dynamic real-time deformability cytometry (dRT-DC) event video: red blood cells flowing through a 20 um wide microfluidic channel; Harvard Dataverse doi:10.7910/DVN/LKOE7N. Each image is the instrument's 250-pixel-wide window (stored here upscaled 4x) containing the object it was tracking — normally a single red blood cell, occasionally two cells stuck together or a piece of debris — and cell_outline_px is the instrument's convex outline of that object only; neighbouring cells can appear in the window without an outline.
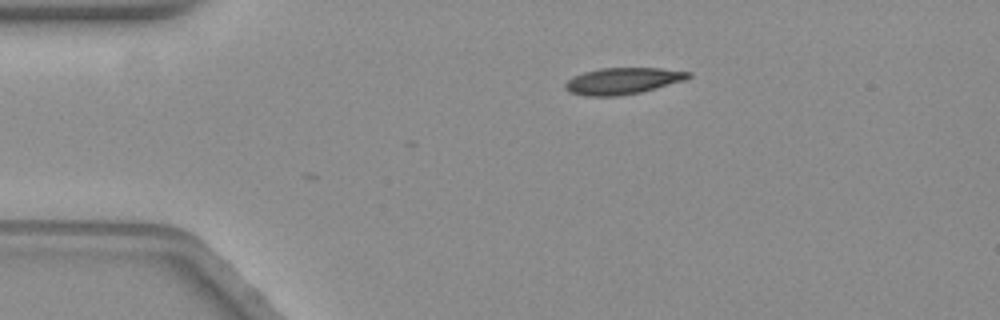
{"species": "common noctule bat (a hibernating species)", "species_latin": "Nyctalus noctula", "temperature_condition": "warm", "stored_images_in_passage": 2, "camera_frame_rate_fps": 3000, "um_per_image_px": 0.085, "animal": {"sex": "female", "body_mass_g": 19.3, "forearm_length_mm": 54.1}, "frame": {"image": 1, "passage_image": 1, "time_ms": 0.0, "image_size_px": [1000, 320], "cell_outline_px": [[692, 76], [684, 80], [640, 92], [616, 96], [584, 96], [568, 92], [564, 88], [564, 84], [572, 76], [584, 72], [600, 68], [660, 68], [692, 72]], "centroid_in_image_um": [52.89, 6.88], "position_along_channel_um": 32.1, "area_um2": 19.02}}